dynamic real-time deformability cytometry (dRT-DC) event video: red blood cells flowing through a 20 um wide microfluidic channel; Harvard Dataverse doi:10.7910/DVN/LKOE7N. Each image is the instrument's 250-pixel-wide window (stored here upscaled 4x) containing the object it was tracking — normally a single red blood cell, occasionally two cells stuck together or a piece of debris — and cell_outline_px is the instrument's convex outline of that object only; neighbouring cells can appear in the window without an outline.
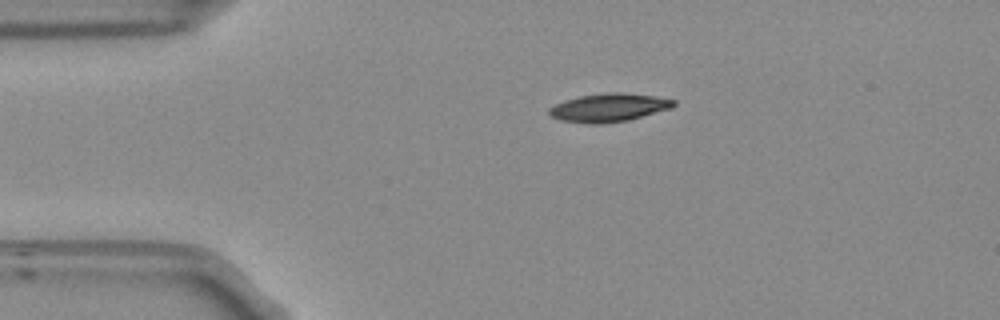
{"species": "Egyptian fruit bat (a non-hibernating species)", "species_latin": "Rousettus aegyptiacus", "temperature_condition": "room temperature", "stored_images_in_passage": 43, "camera_frame_rate_fps": 3000, "um_per_image_px": 0.085, "frame": {"image": 1, "passage_image": 1, "time_ms": 0.0, "image_size_px": [1000, 320], "cell_outline_px": [[676, 104], [672, 108], [628, 120], [600, 124], [588, 124], [560, 120], [548, 116], [548, 108], [564, 100], [580, 96], [608, 92], [624, 92], [656, 96], [676, 100]], "centroid_in_image_um": [51.74, 9.14], "position_along_channel_um": 33.3, "area_um2": 20.75}}
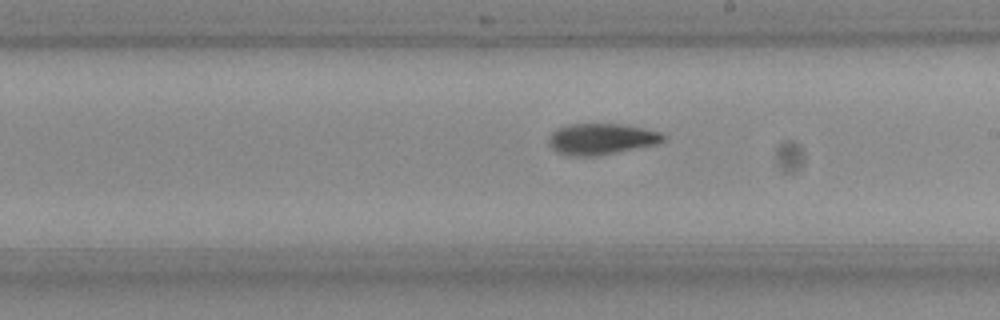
{"frame": {"image": 2, "passage_image": 20, "time_ms": 6.333, "image_size_px": [1000, 320], "cell_outline_px": [[664, 140], [656, 144], [596, 156], [572, 156], [556, 152], [548, 144], [548, 136], [556, 128], [568, 124], [624, 124], [644, 128], [660, 132], [664, 136]], "centroid_in_image_um": [51.06, 11.81], "position_along_channel_um": 237.9, "area_um2": 20.81}}
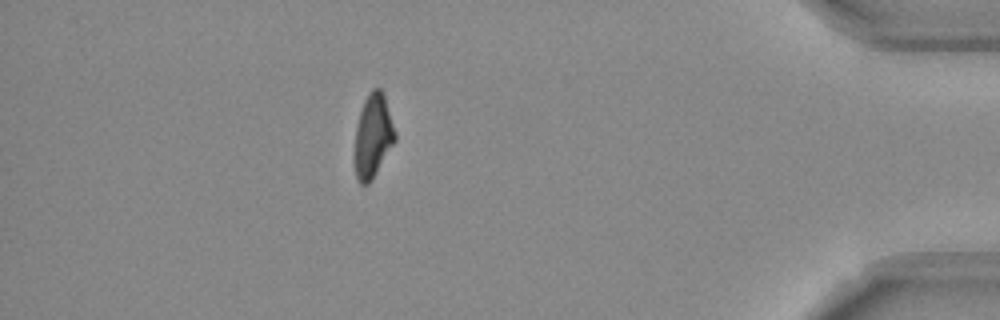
{"frame": {"image": 3, "passage_image": 37, "time_ms": 12.0, "image_size_px": [1000, 320], "cell_outline_px": [[396, 140], [372, 180], [368, 184], [360, 184], [356, 180], [356, 128], [360, 112], [364, 100], [368, 92], [372, 88], [380, 88], [384, 96], [396, 132]], "centroid_in_image_um": [31.72, 11.55], "position_along_channel_um": 403.5, "area_um2": 19.36}, "authors_computed_cell_mechanics": {"area_um2": 20.519, "velocity_mm_per_s": 3.8127, "shape_relaxation_time_tau1_ms": 4.4416, "shape_relaxation_time_tau2_ms": 7.6066, "deformation_change_tau1": 0.1763, "deformation_change_tau2": 0.1452}}